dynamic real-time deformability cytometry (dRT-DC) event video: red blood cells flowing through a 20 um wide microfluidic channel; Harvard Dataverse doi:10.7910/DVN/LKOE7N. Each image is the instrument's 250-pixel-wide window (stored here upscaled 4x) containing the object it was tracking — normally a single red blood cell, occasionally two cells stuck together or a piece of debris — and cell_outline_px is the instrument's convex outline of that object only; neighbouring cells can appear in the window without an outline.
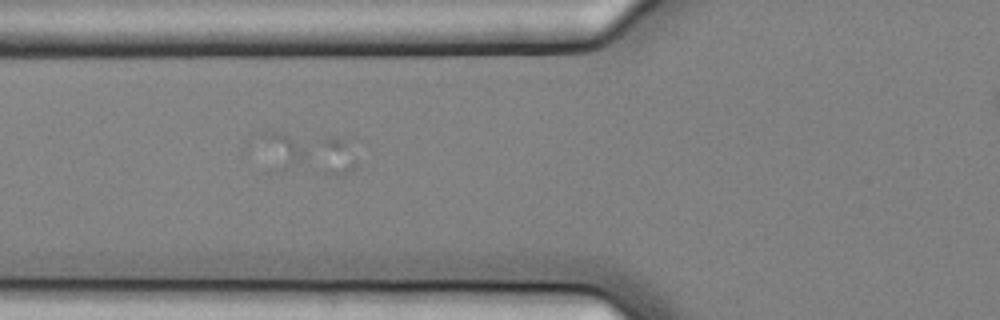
{"species": "common noctule bat (a hibernating species)", "species_latin": "Nyctalus noctula", "temperature_condition": "cold", "stored_images_in_passage": 6, "camera_frame_rate_fps": 3000, "um_per_image_px": 0.085, "animal": {"sex": "female", "body_mass_g": 25.1}, "frame": {"image": 1, "passage_image": 6, "time_ms": 1.667, "image_size_px": [1000, 320], "cell_outline_px": [[356, 168], [352, 172], [336, 176], [328, 176], [292, 156], [268, 136], [264, 132], [280, 132], [336, 136], [344, 144], [356, 160]], "centroid_in_image_um": [26.98, 12.9], "position_along_channel_um": 98.8, "area_um2": 16.82}}